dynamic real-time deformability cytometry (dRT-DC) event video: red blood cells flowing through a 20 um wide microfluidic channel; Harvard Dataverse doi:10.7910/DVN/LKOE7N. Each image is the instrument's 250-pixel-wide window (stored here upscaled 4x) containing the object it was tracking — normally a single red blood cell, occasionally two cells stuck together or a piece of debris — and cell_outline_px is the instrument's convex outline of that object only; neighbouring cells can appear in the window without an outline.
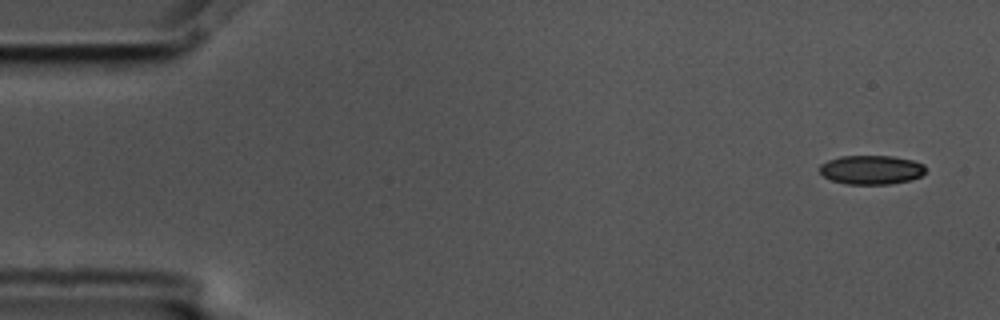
{"species": "common noctule bat (a hibernating species)", "species_latin": "Nyctalus noctula", "temperature_condition": "cold", "stored_images_in_passage": 6, "segment_of_instrument_passage": [1, 2], "camera_frame_rate_fps": 3000, "um_per_image_px": 0.085, "animal": {"sex": "male", "body_mass_g": 17.5, "forearm_length_mm": 52.3}, "frame": {"image": 1, "passage_image": 1, "time_ms": 0.0, "image_size_px": [1000, 320], "cell_outline_px": [[924, 172], [920, 176], [912, 180], [888, 184], [844, 184], [832, 180], [824, 176], [820, 172], [820, 164], [828, 160], [840, 156], [892, 156], [912, 160], [924, 164]], "centroid_in_image_um": [74.05, 14.43], "position_along_channel_um": 11.0, "area_um2": 17.92}}